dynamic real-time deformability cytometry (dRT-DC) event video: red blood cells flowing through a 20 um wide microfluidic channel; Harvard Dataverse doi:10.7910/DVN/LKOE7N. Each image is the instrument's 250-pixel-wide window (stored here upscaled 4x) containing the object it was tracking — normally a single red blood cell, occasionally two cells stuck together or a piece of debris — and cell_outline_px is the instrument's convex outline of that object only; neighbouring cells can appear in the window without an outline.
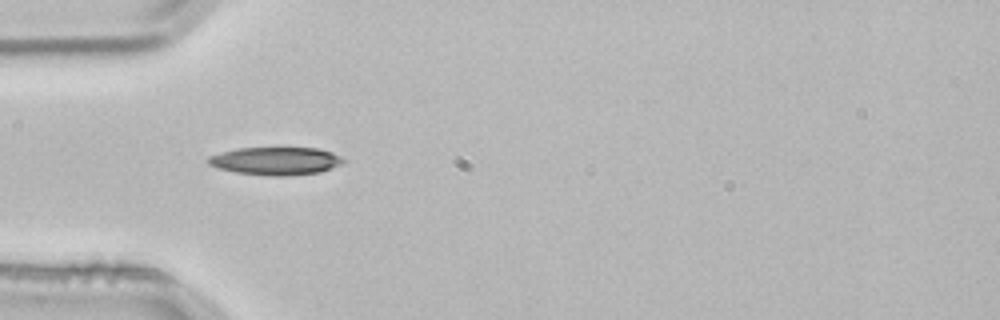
{"species": "common noctule bat (a hibernating species)", "species_latin": "Nyctalus noctula", "temperature_condition": "room temperature", "stored_images_in_passage": 2, "camera_frame_rate_fps": 3000, "um_per_image_px": 0.085, "animal": {"sex": "male", "body_mass_g": 21.5, "forearm_length_mm": 52.0}, "frame": {"image": 1, "passage_image": 2, "time_ms": 0.333, "image_size_px": [1000, 320], "cell_outline_px": [[344, 164], [320, 172], [284, 176], [272, 176], [236, 172], [216, 168], [208, 164], [208, 156], [236, 148], [320, 148], [332, 152], [340, 156], [344, 160]], "centroid_in_image_um": [23.45, 13.68], "position_along_channel_um": 61.6, "area_um2": 22.02}}